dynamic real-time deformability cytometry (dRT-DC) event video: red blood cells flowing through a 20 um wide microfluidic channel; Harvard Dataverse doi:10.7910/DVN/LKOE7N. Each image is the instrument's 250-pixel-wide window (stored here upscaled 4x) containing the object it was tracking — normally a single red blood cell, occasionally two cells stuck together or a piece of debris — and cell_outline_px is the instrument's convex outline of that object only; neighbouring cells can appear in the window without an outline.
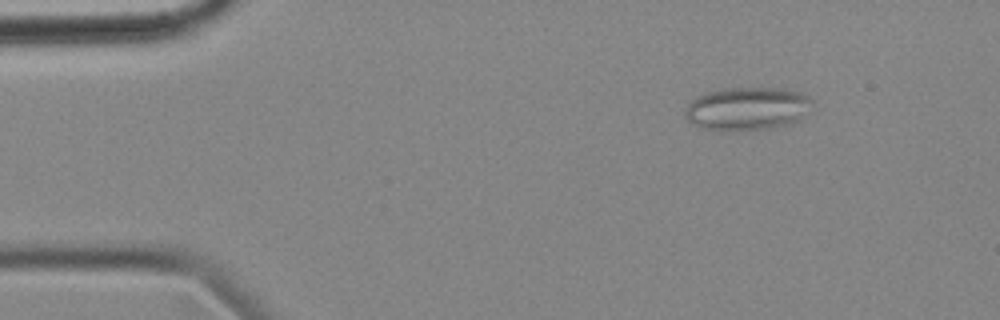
{"species": "common noctule bat (a hibernating species)", "species_latin": "Nyctalus noctula", "temperature_condition": "cold", "stored_images_in_passage": 56, "camera_frame_rate_fps": 3000, "um_per_image_px": 0.085, "animal": {"sex": "female", "body_mass_g": 18.4}, "frame": {"image": 1, "passage_image": 7, "time_ms": 2.0, "image_size_px": [1000, 320], "cell_outline_px": [[812, 100], [804, 116], [800, 120], [792, 124], [768, 128], [720, 132], [704, 128], [692, 124], [684, 116], [684, 108], [696, 96], [704, 92], [720, 88], [784, 88], [804, 92]], "centroid_in_image_um": [63.48, 9.23], "position_along_channel_um": 21.5, "area_um2": 32.6}}
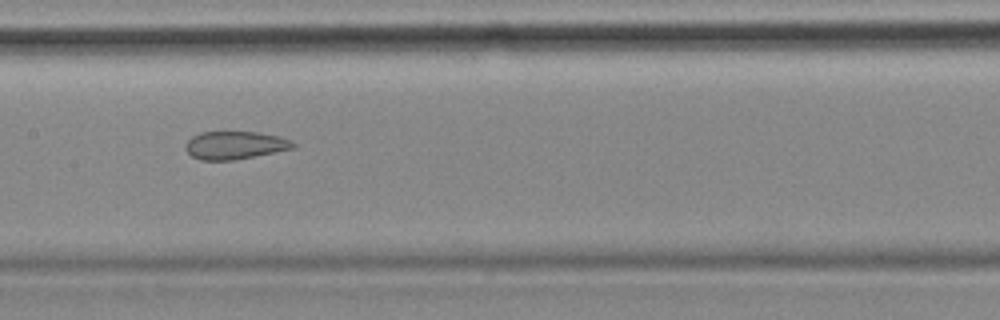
{"frame": {"image": 2, "passage_image": 27, "time_ms": 8.667, "image_size_px": [1000, 320], "cell_outline_px": [[296, 148], [232, 160], [200, 160], [192, 156], [184, 148], [184, 144], [192, 136], [200, 132], [256, 132], [280, 136], [292, 140], [296, 144]], "centroid_in_image_um": [19.97, 12.34], "position_along_channel_um": 187.4, "area_um2": 17.57}}
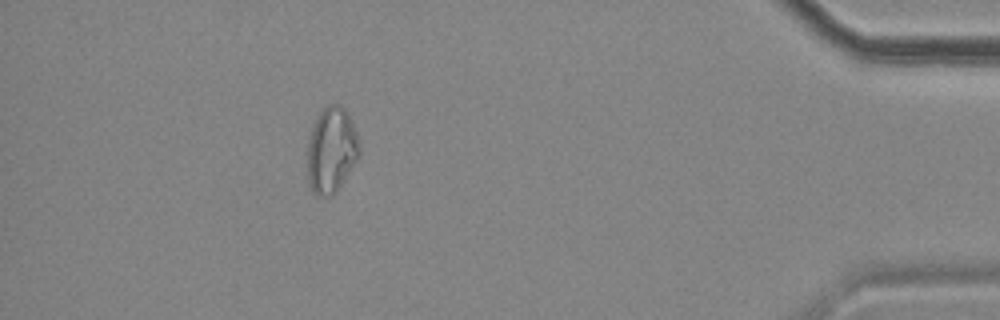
{"frame": {"image": 3, "passage_image": 50, "time_ms": 16.333, "image_size_px": [1000, 320], "cell_outline_px": [[360, 156], [336, 192], [328, 196], [320, 196], [312, 192], [308, 184], [308, 140], [312, 124], [320, 112], [328, 104], [340, 104], [344, 108], [360, 140]], "centroid_in_image_um": [28.17, 12.76], "position_along_channel_um": 407.0, "area_um2": 26.07}, "authors_computed_cell_mechanics": {"area_um2": 24.0737, "velocity_mm_per_s": 3.5626, "shape_relaxation_time_tau1_ms": null, "shape_relaxation_time_tau2_ms": 1.4983, "deformation_change_tau1": null, "deformation_change_tau2": 0.0774}}